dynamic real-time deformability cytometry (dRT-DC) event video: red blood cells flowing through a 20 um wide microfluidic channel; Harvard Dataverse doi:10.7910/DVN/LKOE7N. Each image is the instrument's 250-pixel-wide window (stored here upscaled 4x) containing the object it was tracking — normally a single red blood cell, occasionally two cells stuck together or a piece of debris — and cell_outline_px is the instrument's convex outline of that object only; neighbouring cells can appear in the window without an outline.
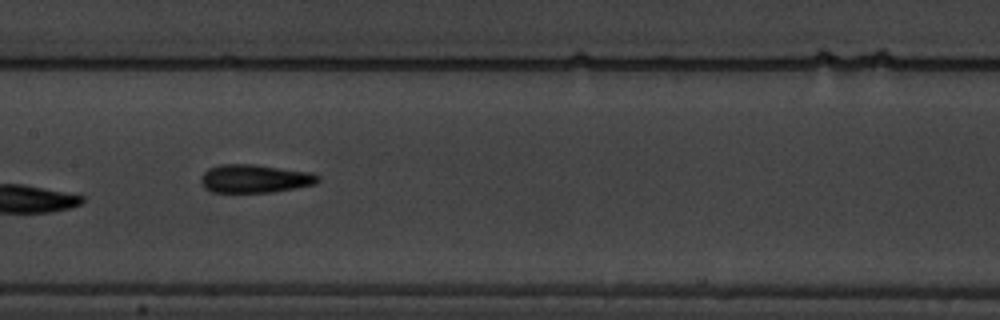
{"species": "common noctule bat (a hibernating species)", "species_latin": "Nyctalus noctula", "temperature_condition": "warm", "stored_images_in_passage": 9, "camera_frame_rate_fps": 3000, "um_per_image_px": 0.085, "animal": {"sex": "male", "body_mass_g": 19.5, "forearm_length_mm": 54.6}, "frame": {"image": 1, "passage_image": 8, "time_ms": 10.0, "image_size_px": [1000, 320], "cell_outline_px": [[320, 180], [316, 184], [272, 192], [212, 192], [204, 188], [200, 180], [200, 176], [208, 168], [220, 164], [256, 164], [312, 172], [320, 176]], "centroid_in_image_um": [21.66, 15.17], "position_along_channel_um": 185.7, "area_um2": 19.54}}